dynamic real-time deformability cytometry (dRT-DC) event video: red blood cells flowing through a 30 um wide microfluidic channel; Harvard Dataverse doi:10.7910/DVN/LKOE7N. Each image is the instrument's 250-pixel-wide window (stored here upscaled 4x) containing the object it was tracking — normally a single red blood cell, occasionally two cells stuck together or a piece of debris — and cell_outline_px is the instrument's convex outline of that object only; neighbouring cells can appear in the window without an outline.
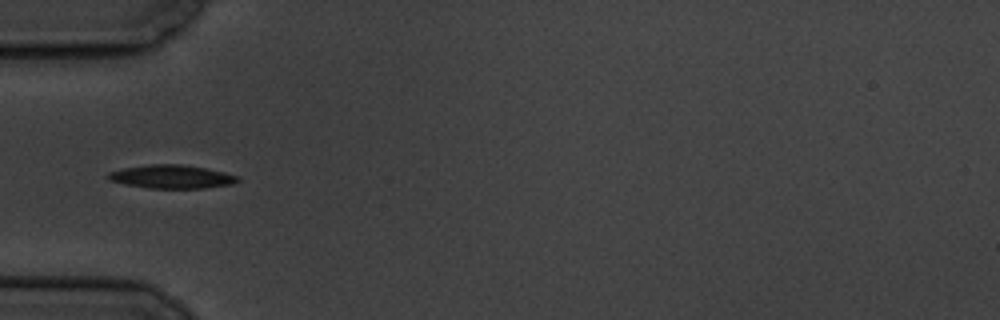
{"species": "common noctule bat (a hibernating species)", "species_latin": "Nyctalus noctula", "temperature_condition": "cold", "stored_images_in_passage": 8, "camera_frame_rate_fps": 3000, "um_per_image_px": 0.085, "animal": {"sex": "male", "body_mass_g": 19.5, "forearm_length_mm": 54.6}, "frame": {"image": 1, "passage_image": 7, "time_ms": 6.667, "image_size_px": [1000, 320], "cell_outline_px": [[240, 180], [232, 184], [204, 188], [148, 188], [124, 184], [108, 180], [108, 172], [124, 168], [152, 164], [180, 164], [204, 168], [224, 172], [236, 176]], "centroid_in_image_um": [14.56, 15.02], "position_along_channel_um": 70.4, "area_um2": 17.51}}
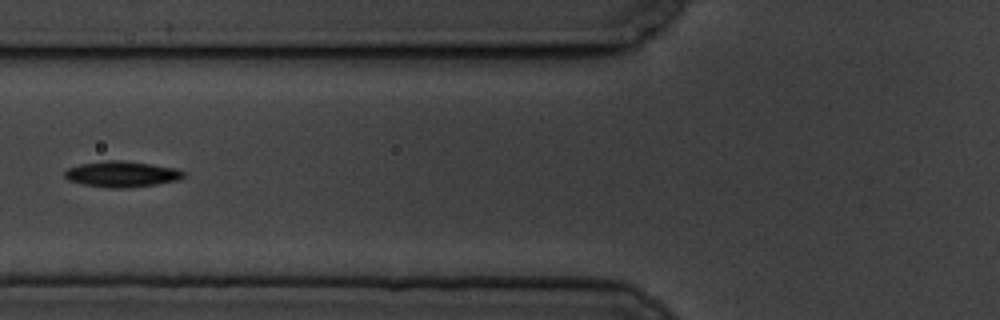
{"frame": {"image": 2, "passage_image": 8, "time_ms": 8.0, "image_size_px": [1000, 320], "cell_outline_px": [[184, 176], [176, 180], [156, 184], [128, 188], [108, 188], [84, 184], [68, 180], [64, 176], [64, 172], [68, 168], [80, 164], [108, 160], [120, 160], [152, 164], [176, 168], [184, 172]], "centroid_in_image_um": [10.33, 14.8], "position_along_channel_um": 115.5, "area_um2": 17.8}}